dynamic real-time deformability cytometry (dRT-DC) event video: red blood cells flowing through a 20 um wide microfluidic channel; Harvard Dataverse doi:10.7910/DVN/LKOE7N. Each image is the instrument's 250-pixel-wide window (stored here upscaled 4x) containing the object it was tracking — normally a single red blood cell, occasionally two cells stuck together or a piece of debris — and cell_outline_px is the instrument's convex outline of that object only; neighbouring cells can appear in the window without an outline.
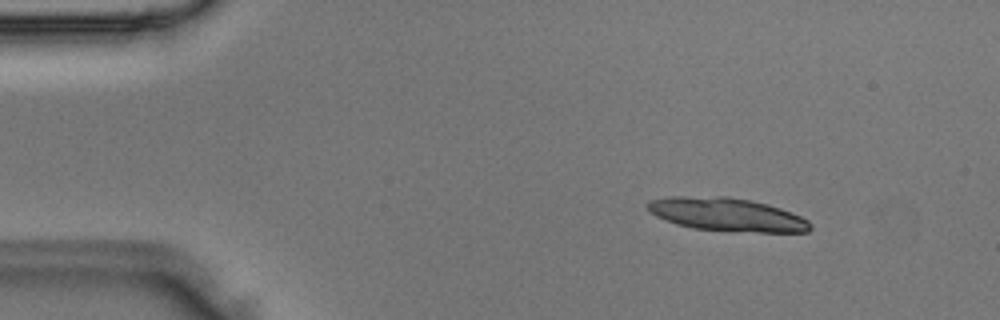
{"species": "Egyptian fruit bat (a non-hibernating species)", "species_latin": "Rousettus aegyptiacus", "temperature_condition": "room temperature", "stored_images_in_passage": 2, "camera_frame_rate_fps": 3000, "um_per_image_px": 0.085, "animal": {"sex": "male"}, "frame": {"image": 1, "passage_image": 1, "time_ms": 0.0, "image_size_px": [1000, 320], "cell_outline_px": [[812, 228], [808, 232], [736, 232], [692, 228], [676, 224], [656, 216], [648, 208], [648, 204], [652, 200], [668, 196], [728, 196], [752, 200], [768, 204], [792, 212], [808, 220], [812, 224]], "centroid_in_image_um": [61.84, 18.24], "position_along_channel_um": 23.2, "area_um2": 31.79}}